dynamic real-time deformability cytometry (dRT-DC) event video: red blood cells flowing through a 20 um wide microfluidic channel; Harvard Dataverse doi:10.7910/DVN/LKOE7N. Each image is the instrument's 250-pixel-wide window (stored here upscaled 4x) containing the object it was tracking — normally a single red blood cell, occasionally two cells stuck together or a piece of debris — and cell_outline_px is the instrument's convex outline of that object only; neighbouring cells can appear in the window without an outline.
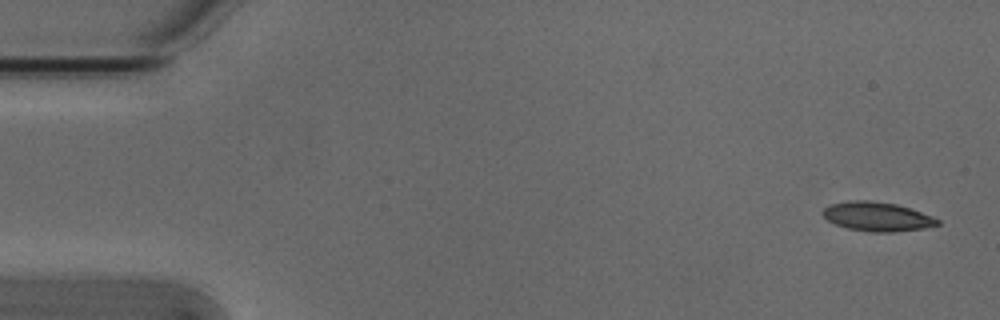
{"species": "Egyptian fruit bat (a non-hibernating species)", "species_latin": "Rousettus aegyptiacus", "temperature_condition": "cold", "stored_images_in_passage": 6, "camera_frame_rate_fps": 3000, "um_per_image_px": 0.085, "animal": {"sex": "male"}, "frame": {"image": 1, "passage_image": 1, "time_ms": 0.0, "image_size_px": [1000, 320], "cell_outline_px": [[940, 224], [924, 228], [892, 232], [872, 232], [848, 228], [836, 224], [828, 220], [820, 212], [824, 208], [832, 204], [848, 200], [868, 200], [896, 204], [932, 216], [940, 220]], "centroid_in_image_um": [74.55, 18.4], "position_along_channel_um": 10.5, "area_um2": 19.31}}
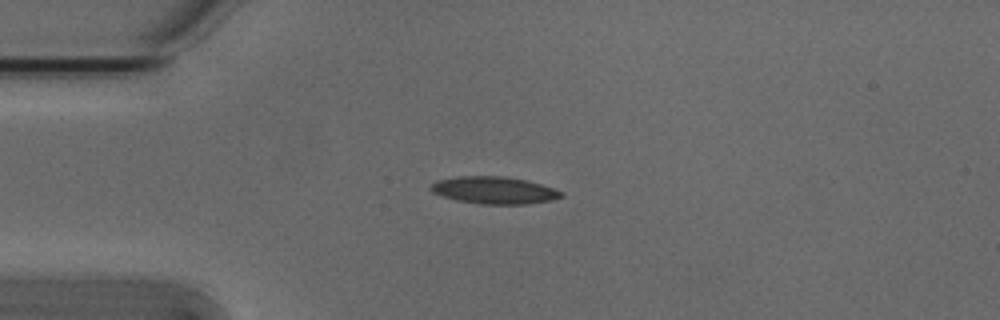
{"frame": {"image": 2, "passage_image": 4, "time_ms": 1.0, "image_size_px": [1000, 320], "cell_outline_px": [[564, 196], [552, 200], [528, 204], [480, 204], [456, 200], [432, 192], [428, 188], [436, 180], [456, 176], [504, 176], [524, 180], [540, 184], [564, 192]], "centroid_in_image_um": [41.99, 16.17], "position_along_channel_um": 43.0, "area_um2": 20.69}}
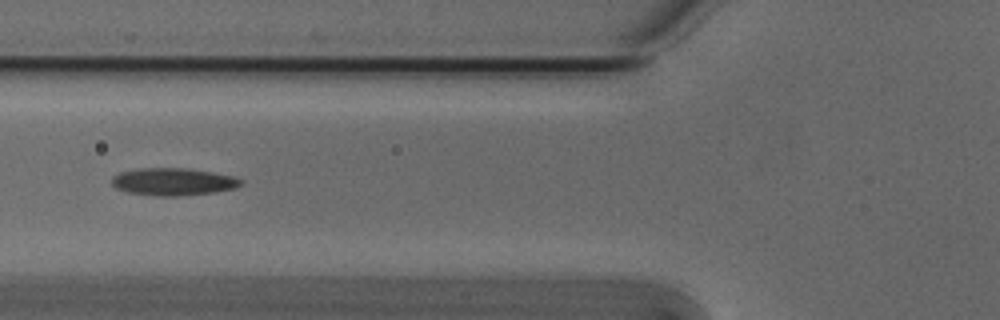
{"frame": {"image": 3, "passage_image": 6, "time_ms": 1.667, "image_size_px": [1000, 320], "cell_outline_px": [[244, 184], [236, 188], [212, 192], [176, 196], [156, 196], [128, 192], [116, 188], [112, 184], [112, 176], [120, 172], [140, 168], [188, 168], [212, 172], [232, 176], [244, 180]], "centroid_in_image_um": [14.73, 15.44], "position_along_channel_um": 111.1, "area_um2": 20.63}}